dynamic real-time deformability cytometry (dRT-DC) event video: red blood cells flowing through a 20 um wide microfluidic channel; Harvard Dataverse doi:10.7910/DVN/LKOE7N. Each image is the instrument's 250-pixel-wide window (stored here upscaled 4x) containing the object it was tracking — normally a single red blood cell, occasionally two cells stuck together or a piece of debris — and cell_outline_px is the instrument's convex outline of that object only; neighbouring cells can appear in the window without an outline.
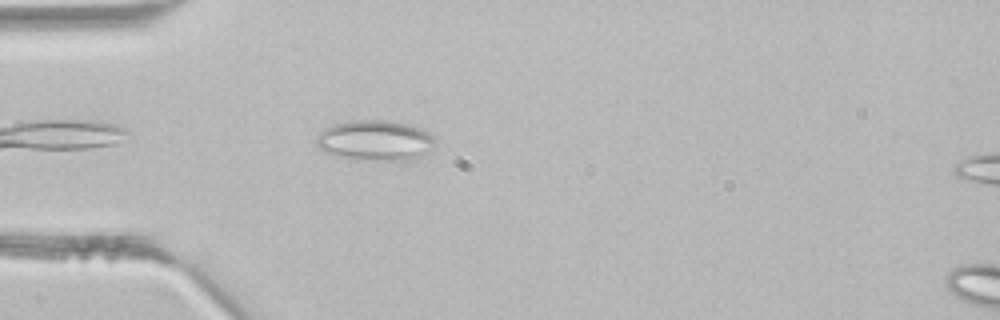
{"species": "common noctule bat (a hibernating species)", "species_latin": "Nyctalus noctula", "temperature_condition": "room temperature", "stored_images_in_passage": 4, "camera_frame_rate_fps": 3000, "um_per_image_px": 0.085, "animal": {"sex": "male", "body_mass_g": 21.5, "forearm_length_mm": 52.0}, "frame": {"image": 1, "passage_image": 3, "time_ms": 0.667, "image_size_px": [1000, 320], "cell_outline_px": [[436, 140], [416, 160], [356, 160], [324, 152], [316, 144], [316, 136], [324, 128], [332, 124], [356, 120], [384, 120], [404, 124], [420, 128], [428, 132]], "centroid_in_image_um": [31.83, 11.94], "position_along_channel_um": 53.2, "area_um2": 27.74}}